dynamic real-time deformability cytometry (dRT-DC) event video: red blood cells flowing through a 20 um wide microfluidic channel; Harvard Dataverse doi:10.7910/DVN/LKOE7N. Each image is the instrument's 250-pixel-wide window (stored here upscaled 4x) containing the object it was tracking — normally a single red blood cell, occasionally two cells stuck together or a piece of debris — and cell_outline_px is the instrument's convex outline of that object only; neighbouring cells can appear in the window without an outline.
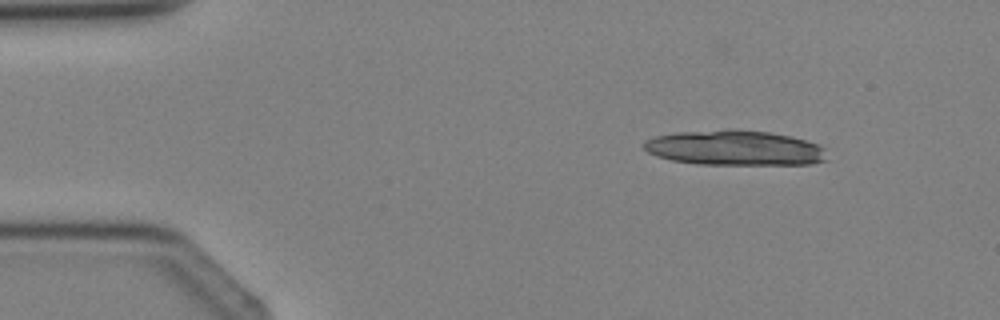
{"species": "Egyptian fruit bat (a non-hibernating species)", "species_latin": "Rousettus aegyptiacus", "temperature_condition": "cold", "stored_images_in_passage": 5, "camera_frame_rate_fps": 3000, "um_per_image_px": 0.085, "animal": {"sex": "female"}, "frame": {"image": 1, "passage_image": 2, "time_ms": 1.333, "image_size_px": [1000, 320], "cell_outline_px": [[828, 160], [812, 164], [696, 164], [672, 160], [656, 156], [648, 152], [644, 148], [644, 140], [656, 136], [676, 132], [732, 128], [768, 132], [792, 136], [820, 144], [824, 148]], "centroid_in_image_um": [62.47, 12.56], "position_along_channel_um": 22.5, "area_um2": 37.8}}
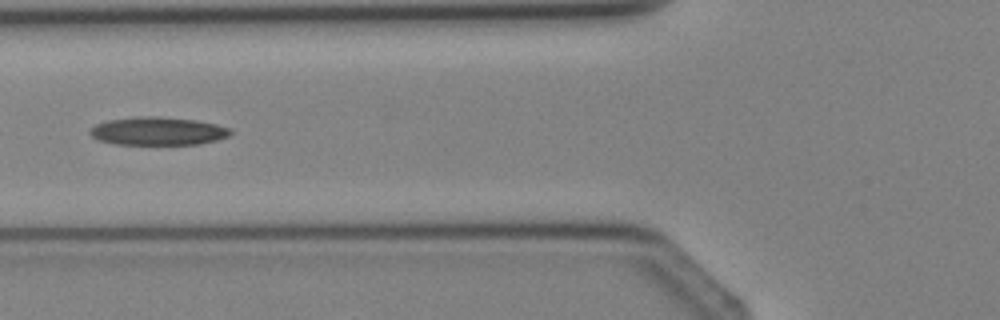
{"frame": {"image": 2, "passage_image": 5, "time_ms": 4.667, "image_size_px": [1000, 320], "cell_outline_px": [[232, 132], [228, 136], [216, 140], [200, 144], [116, 144], [100, 140], [92, 136], [88, 132], [96, 124], [108, 120], [140, 116], [160, 116], [196, 120], [216, 124], [232, 128]], "centroid_in_image_um": [13.45, 11.13], "position_along_channel_um": 112.3, "area_um2": 23.0}}